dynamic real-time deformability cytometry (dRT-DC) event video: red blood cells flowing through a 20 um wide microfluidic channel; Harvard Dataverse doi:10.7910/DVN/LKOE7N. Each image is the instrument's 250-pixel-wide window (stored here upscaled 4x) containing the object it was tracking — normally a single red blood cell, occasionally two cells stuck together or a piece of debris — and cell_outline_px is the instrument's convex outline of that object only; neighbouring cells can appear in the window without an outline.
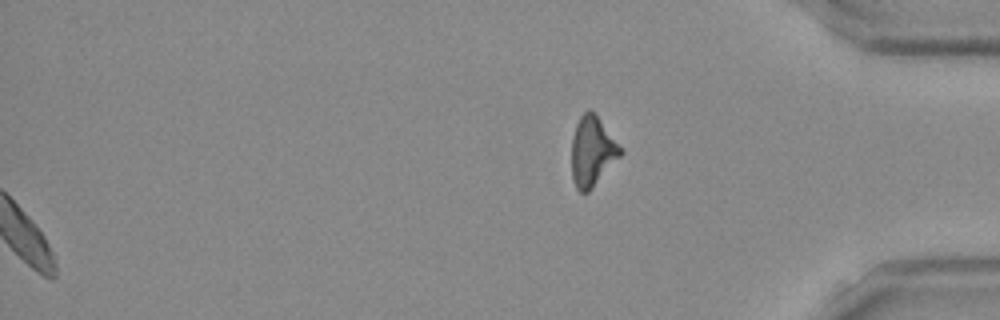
{"species": "Egyptian fruit bat (a non-hibernating species)", "species_latin": "Rousettus aegyptiacus", "temperature_condition": "room temperature", "stored_images_in_passage": 43, "segment_of_instrument_passage": [2, 2], "camera_frame_rate_fps": 3000, "um_per_image_px": 0.085, "frame": {"image": 1, "passage_image": 43, "time_ms": 14.0, "image_size_px": [1000, 320], "cell_outline_px": [[624, 152], [592, 188], [588, 192], [580, 192], [576, 188], [572, 176], [572, 136], [576, 124], [580, 116], [588, 108], [596, 112]], "centroid_in_image_um": [50.34, 12.82], "position_along_channel_um": 384.9, "area_um2": 19.88}}